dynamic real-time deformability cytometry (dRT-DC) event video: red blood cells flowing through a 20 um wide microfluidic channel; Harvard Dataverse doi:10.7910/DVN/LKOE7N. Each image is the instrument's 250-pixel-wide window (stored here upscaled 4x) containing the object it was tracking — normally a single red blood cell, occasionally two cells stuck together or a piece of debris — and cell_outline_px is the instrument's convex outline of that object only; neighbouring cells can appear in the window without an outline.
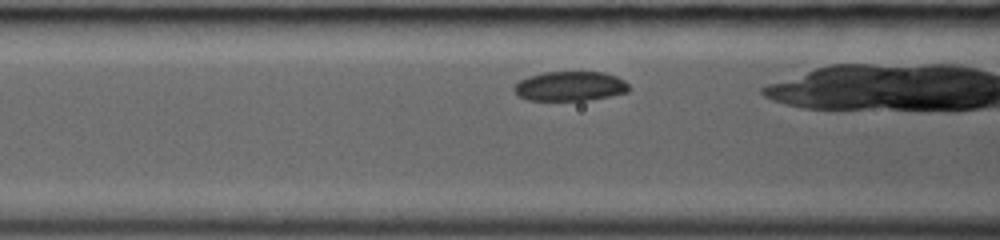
{"species": "common noctule bat (a hibernating species)", "species_latin": "Nyctalus noctula", "temperature_condition": "room temperature", "stored_images_in_passage": 21, "camera_frame_rate_fps": 3000, "um_per_image_px": 0.085, "animal": {"sex": "female", "body_mass_g": 19.0, "forearm_length_mm": 53.3}, "frame": {"image": 1, "passage_image": 4, "time_ms": 1.0, "image_size_px": [1000, 240], "cell_outline_px": [[628, 92], [588, 100], [528, 100], [516, 96], [512, 88], [520, 80], [528, 76], [544, 72], [604, 72], [616, 76], [624, 80], [628, 84]], "centroid_in_image_um": [48.41, 7.32], "position_along_channel_um": 118.2, "area_um2": 19.83}}
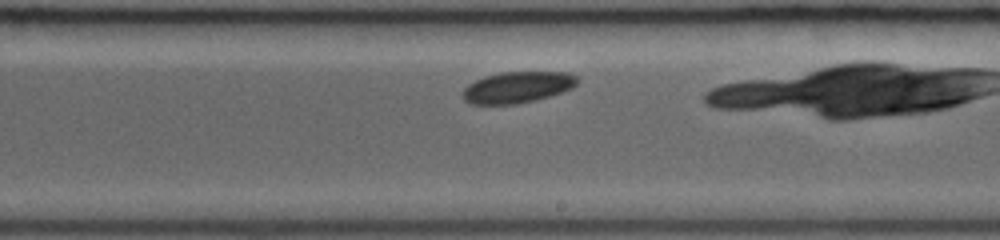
{"frame": {"image": 2, "passage_image": 12, "time_ms": 3.667, "image_size_px": [1000, 240], "cell_outline_px": [[580, 80], [572, 88], [536, 100], [516, 104], [468, 104], [464, 100], [464, 88], [468, 84], [484, 76], [500, 72], [568, 72], [576, 76]], "centroid_in_image_um": [43.98, 7.41], "position_along_channel_um": 245.0, "area_um2": 20.87}}